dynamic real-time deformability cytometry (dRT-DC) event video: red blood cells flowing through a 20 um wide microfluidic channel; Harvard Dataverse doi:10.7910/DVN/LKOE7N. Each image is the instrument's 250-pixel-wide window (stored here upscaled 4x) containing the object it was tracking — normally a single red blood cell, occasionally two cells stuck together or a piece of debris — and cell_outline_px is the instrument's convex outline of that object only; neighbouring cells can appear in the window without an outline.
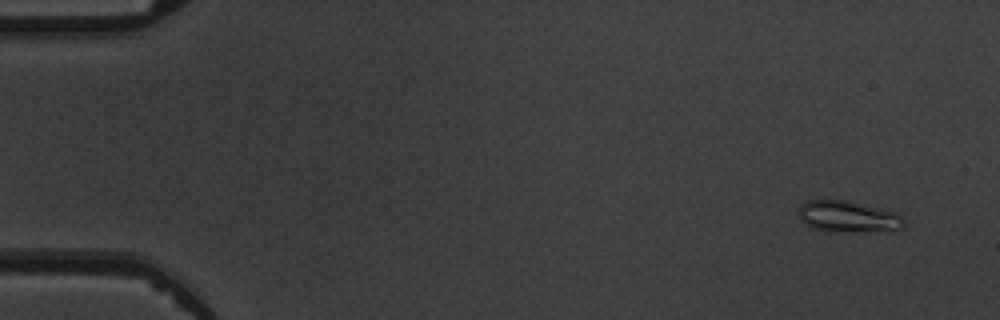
{"species": "common noctule bat (a hibernating species)", "species_latin": "Nyctalus noctula", "temperature_condition": "warm", "stored_images_in_passage": 4, "camera_frame_rate_fps": 3000, "um_per_image_px": 0.085, "animal": {"sex": "male", "body_mass_g": 19.5, "forearm_length_mm": 54.6}, "frame": {"image": 1, "passage_image": 1, "time_ms": 0.0, "image_size_px": [1000, 320], "cell_outline_px": [[904, 228], [896, 232], [832, 232], [812, 228], [800, 220], [800, 204], [808, 200], [844, 200], [896, 212], [904, 220]], "centroid_in_image_um": [72.15, 18.45], "position_along_channel_um": 12.9, "area_um2": 19.65}}
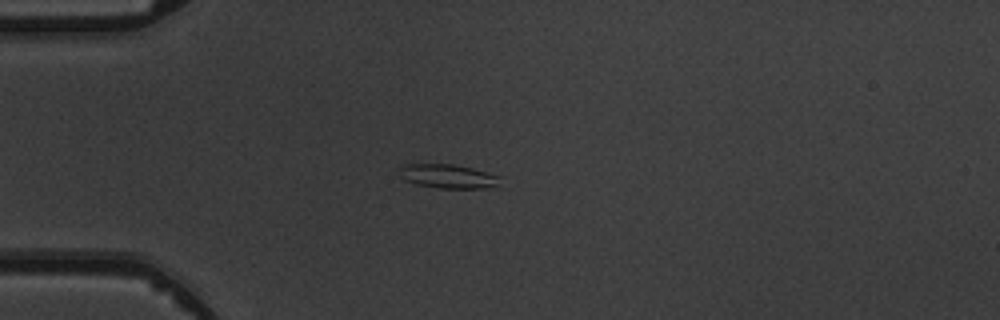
{"frame": {"image": 2, "passage_image": 4, "time_ms": 3.667, "image_size_px": [1000, 320], "cell_outline_px": [[500, 176], [496, 184], [484, 188], [440, 188], [416, 184], [404, 180], [400, 176], [400, 168], [404, 164], [452, 164], [472, 168]], "centroid_in_image_um": [38.02, 14.97], "position_along_channel_um": 47.0, "area_um2": 13.81}}